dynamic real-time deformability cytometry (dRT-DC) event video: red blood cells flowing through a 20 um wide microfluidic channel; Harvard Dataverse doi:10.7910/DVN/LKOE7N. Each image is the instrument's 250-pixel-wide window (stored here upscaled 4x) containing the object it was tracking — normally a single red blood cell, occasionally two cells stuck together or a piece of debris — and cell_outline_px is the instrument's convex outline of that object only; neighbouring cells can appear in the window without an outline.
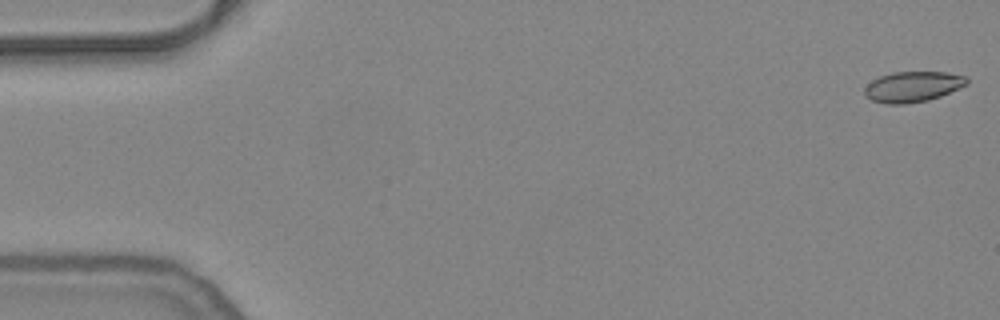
{"species": "common noctule bat (a hibernating species)", "species_latin": "Nyctalus noctula", "temperature_condition": "warm", "stored_images_in_passage": 54, "camera_frame_rate_fps": 3000, "um_per_image_px": 0.085, "animal": {"sex": "female", "body_mass_g": 24.6, "forearm_length_mm": 56.2}, "frame": {"image": 1, "passage_image": 1, "time_ms": 0.0, "image_size_px": [1000, 320], "cell_outline_px": [[968, 84], [940, 96], [928, 100], [904, 104], [884, 104], [872, 100], [864, 96], [864, 88], [872, 80], [880, 76], [892, 72], [944, 72], [968, 76]], "centroid_in_image_um": [77.57, 7.37], "position_along_channel_um": 7.4, "area_um2": 18.26}}
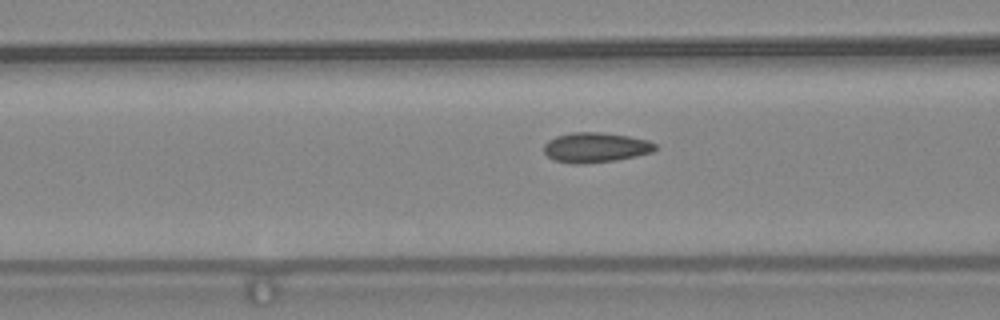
{"frame": {"image": 2, "passage_image": 21, "time_ms": 6.667, "image_size_px": [1000, 320], "cell_outline_px": [[656, 148], [652, 152], [636, 156], [616, 160], [584, 164], [572, 164], [556, 160], [548, 156], [544, 152], [544, 144], [548, 140], [556, 136], [572, 132], [600, 132], [628, 136], [648, 140], [656, 144]], "centroid_in_image_um": [50.61, 12.53], "position_along_channel_um": 116.0, "area_um2": 19.42}}
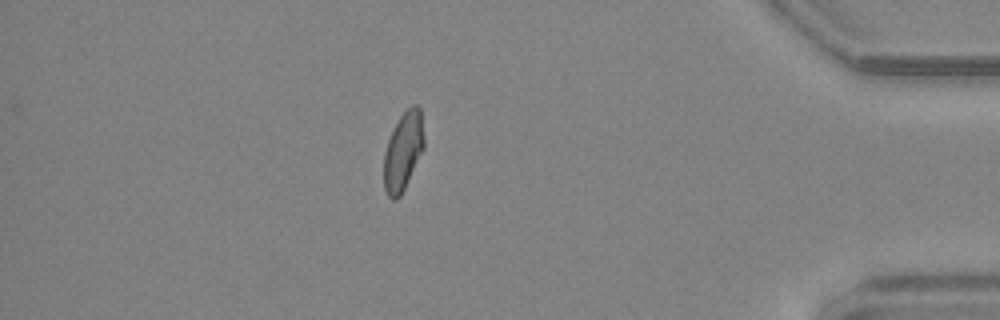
{"frame": {"image": 3, "passage_image": 47, "time_ms": 15.333, "image_size_px": [1000, 320], "cell_outline_px": [[424, 148], [400, 196], [396, 200], [392, 200], [388, 196], [384, 188], [384, 152], [388, 140], [400, 116], [412, 104], [416, 104], [420, 108], [424, 140]], "centroid_in_image_um": [34.26, 12.86], "position_along_channel_um": 400.9, "area_um2": 18.09}, "authors_computed_cell_mechanics": {"area_um2": 18.5827, "velocity_mm_per_s": 3.7969, "shape_relaxation_time_tau1_ms": 11.3764, "shape_relaxation_time_tau2_ms": 1.3305, "deformation_change_tau1": 0.1907, "deformation_change_tau2": 0.0539}}